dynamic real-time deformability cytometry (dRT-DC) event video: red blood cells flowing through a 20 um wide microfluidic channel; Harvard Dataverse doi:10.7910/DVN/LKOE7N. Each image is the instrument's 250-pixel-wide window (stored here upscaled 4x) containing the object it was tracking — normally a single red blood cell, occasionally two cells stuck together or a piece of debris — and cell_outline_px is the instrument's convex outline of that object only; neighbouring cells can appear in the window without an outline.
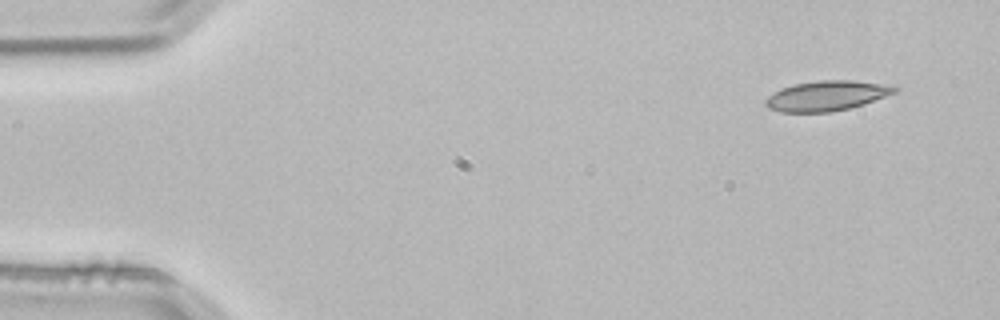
{"species": "common noctule bat (a hibernating species)", "species_latin": "Nyctalus noctula", "temperature_condition": "room temperature", "stored_images_in_passage": 4, "camera_frame_rate_fps": 3000, "um_per_image_px": 0.085, "animal": {"sex": "male", "body_mass_g": 21.5, "forearm_length_mm": 52.0}, "frame": {"image": 1, "passage_image": 1, "time_ms": 0.0, "image_size_px": [1000, 320], "cell_outline_px": [[900, 88], [896, 92], [864, 104], [832, 112], [780, 112], [768, 108], [764, 104], [764, 100], [768, 96], [792, 84], [820, 80], [852, 80], [880, 84]], "centroid_in_image_um": [70.23, 8.15], "position_along_channel_um": 14.8, "area_um2": 22.37}}
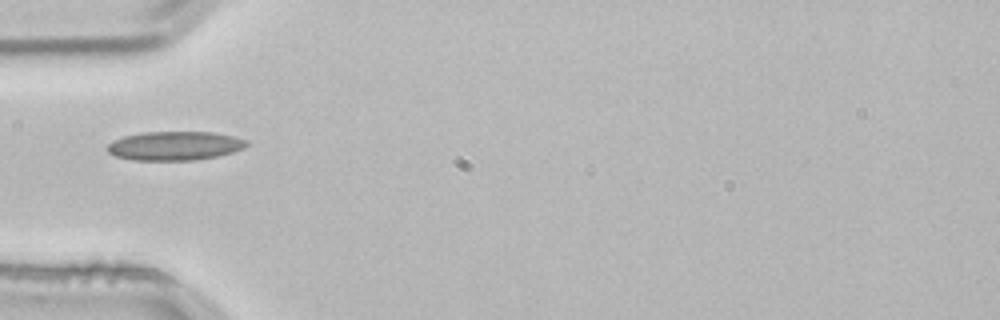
{"frame": {"image": 2, "passage_image": 4, "time_ms": 1.0, "image_size_px": [1000, 320], "cell_outline_px": [[248, 144], [244, 148], [232, 152], [216, 156], [196, 160], [132, 160], [116, 156], [108, 152], [104, 148], [112, 140], [124, 136], [144, 132], [216, 132], [248, 140]], "centroid_in_image_um": [14.83, 12.39], "position_along_channel_um": 70.2, "area_um2": 23.58}}